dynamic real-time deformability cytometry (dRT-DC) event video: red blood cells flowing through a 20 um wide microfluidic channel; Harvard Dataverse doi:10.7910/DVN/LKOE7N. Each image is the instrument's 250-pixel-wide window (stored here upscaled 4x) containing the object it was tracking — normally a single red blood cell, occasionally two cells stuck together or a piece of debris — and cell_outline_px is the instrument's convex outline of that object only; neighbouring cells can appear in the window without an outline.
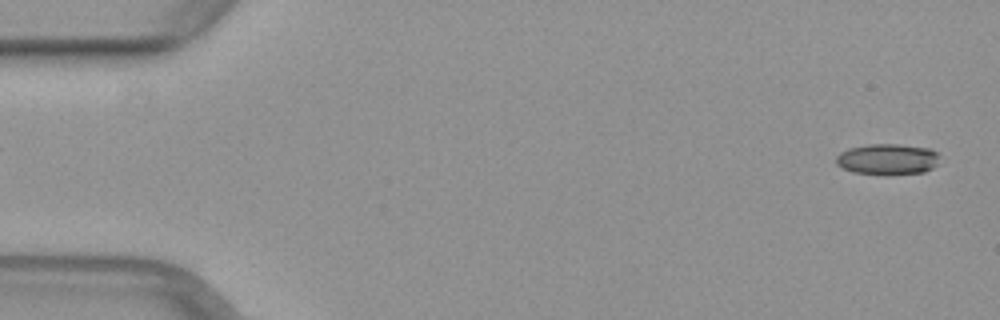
{"species": "common noctule bat (a hibernating species)", "species_latin": "Nyctalus noctula", "temperature_condition": "warm", "stored_images_in_passage": 50, "camera_frame_rate_fps": 3000, "um_per_image_px": 0.085, "animal": {"sex": "female", "body_mass_g": 29.2, "forearm_length_mm": 56.3}, "frame": {"image": 1, "passage_image": 2, "time_ms": 0.333, "image_size_px": [1000, 320], "cell_outline_px": [[936, 164], [932, 168], [924, 172], [888, 176], [852, 172], [836, 164], [836, 156], [840, 152], [848, 148], [868, 144], [896, 144], [932, 148], [936, 152]], "centroid_in_image_um": [75.4, 13.55], "position_along_channel_um": 9.6, "area_um2": 18.9}}
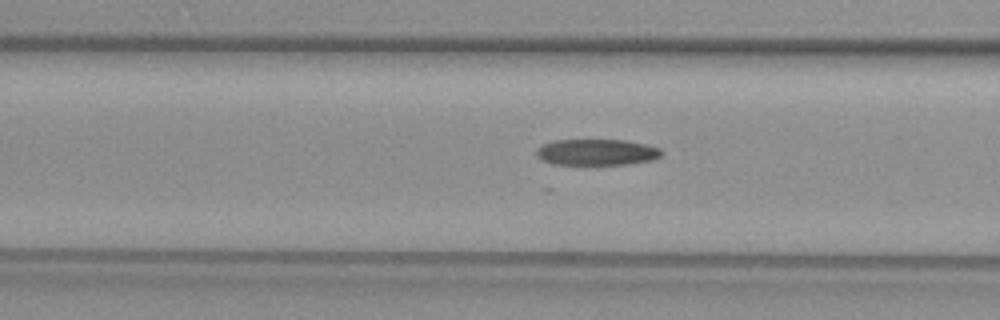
{"frame": {"image": 2, "passage_image": 20, "time_ms": 6.333, "image_size_px": [1000, 320], "cell_outline_px": [[664, 152], [660, 156], [652, 160], [628, 164], [552, 164], [536, 156], [536, 148], [552, 140], [624, 140], [648, 144], [660, 148]], "centroid_in_image_um": [50.74, 12.93], "position_along_channel_um": 115.9, "area_um2": 19.13}}
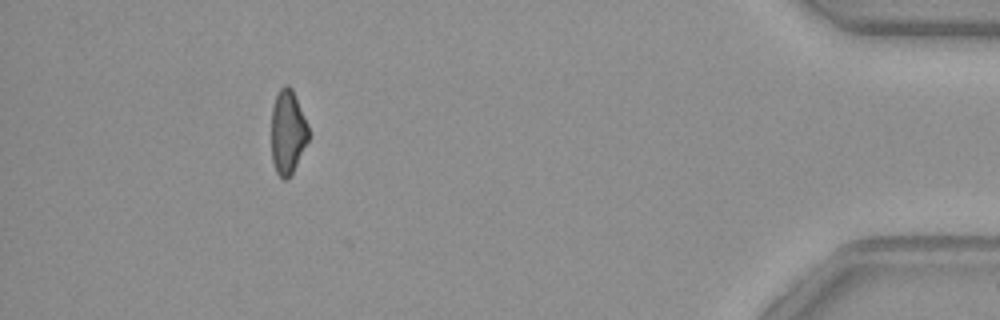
{"frame": {"image": 3, "passage_image": 46, "time_ms": 15.0, "image_size_px": [1000, 320], "cell_outline_px": [[308, 140], [292, 172], [284, 180], [276, 172], [272, 160], [272, 108], [276, 96], [280, 88], [284, 84], [288, 84], [292, 88], [308, 124]], "centroid_in_image_um": [24.45, 11.18], "position_along_channel_um": 410.8, "area_um2": 17.92}}